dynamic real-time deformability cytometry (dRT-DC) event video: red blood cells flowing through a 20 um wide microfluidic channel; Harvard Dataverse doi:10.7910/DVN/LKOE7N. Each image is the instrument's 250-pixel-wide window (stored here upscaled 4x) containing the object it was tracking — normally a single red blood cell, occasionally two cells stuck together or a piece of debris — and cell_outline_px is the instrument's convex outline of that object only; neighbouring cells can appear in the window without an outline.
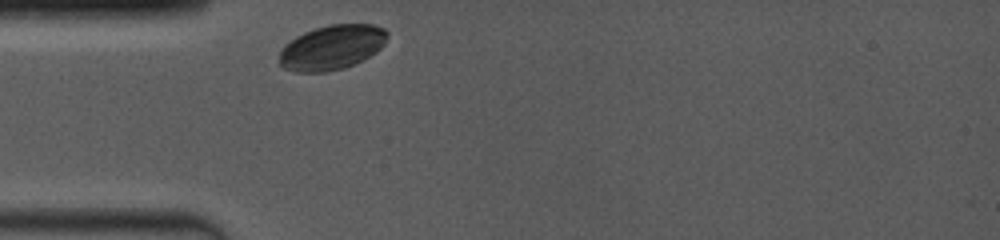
{"species": "common noctule bat (a hibernating species)", "species_latin": "Nyctalus noctula", "temperature_condition": "room temperature", "stored_images_in_passage": 43, "camera_frame_rate_fps": 4000, "um_per_image_px": 0.085, "animal": {"sex": "female", "body_mass_g": 19.0, "forearm_length_mm": 53.3}, "frame": {"image": 1, "passage_image": 1, "time_ms": 0.0, "image_size_px": [1000, 240], "cell_outline_px": [[388, 36], [384, 44], [376, 52], [344, 68], [324, 72], [296, 72], [284, 68], [280, 64], [280, 48], [284, 44], [296, 36], [304, 32], [328, 24], [372, 24], [384, 28], [388, 32]], "centroid_in_image_um": [28.19, 4.01], "position_along_channel_um": 56.8, "area_um2": 28.09}}
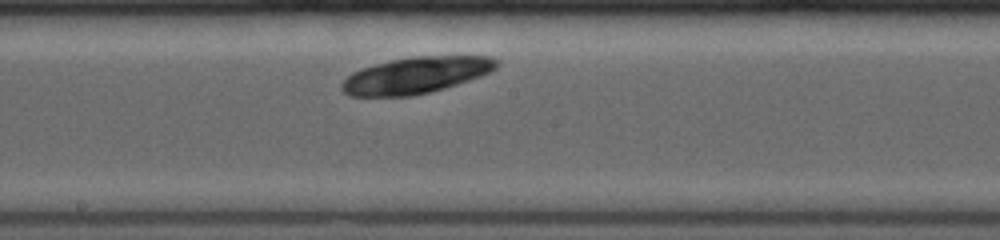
{"frame": {"image": 2, "passage_image": 18, "time_ms": 4.25, "image_size_px": [1000, 240], "cell_outline_px": [[500, 64], [496, 68], [480, 76], [444, 88], [412, 96], [352, 96], [344, 92], [340, 88], [340, 84], [352, 72], [376, 64], [392, 60], [416, 56], [492, 56], [500, 60]], "centroid_in_image_um": [35.37, 6.39], "position_along_channel_um": 212.8, "area_um2": 32.6}}
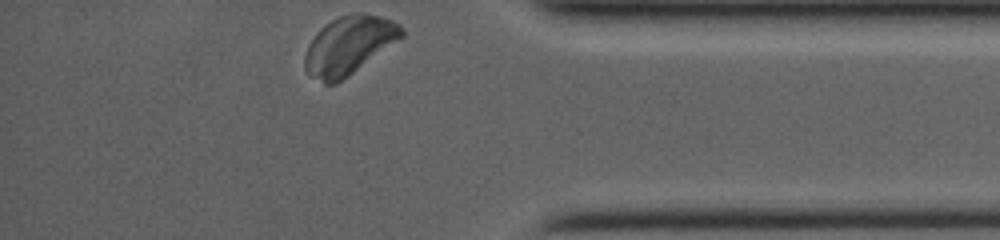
{"frame": {"image": 3, "passage_image": 43, "time_ms": 9.5, "image_size_px": [1000, 240], "cell_outline_px": [[404, 36], [336, 84], [324, 84], [308, 76], [304, 68], [304, 56], [308, 44], [316, 32], [324, 24], [340, 16], [356, 12], [376, 16], [392, 20], [400, 24], [404, 28]], "centroid_in_image_um": [29.61, 3.86], "position_along_channel_um": 405.6, "area_um2": 32.77}}